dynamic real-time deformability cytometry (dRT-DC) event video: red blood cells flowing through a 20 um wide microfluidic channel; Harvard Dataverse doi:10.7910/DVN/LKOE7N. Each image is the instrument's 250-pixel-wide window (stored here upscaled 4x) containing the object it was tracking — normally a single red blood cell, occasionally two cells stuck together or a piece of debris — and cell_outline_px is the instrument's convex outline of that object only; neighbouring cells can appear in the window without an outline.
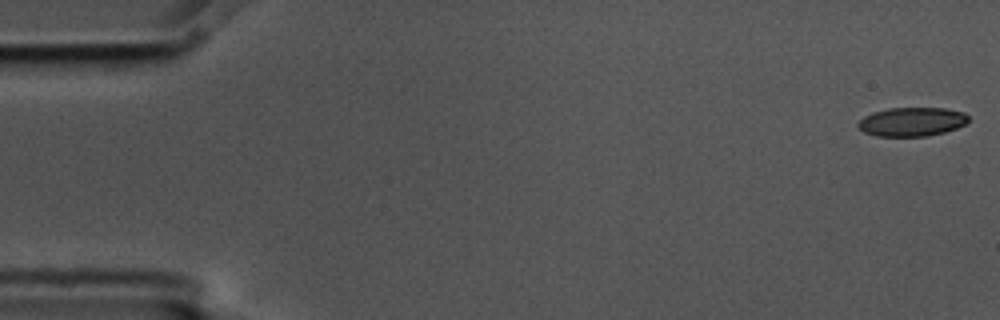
{"species": "common noctule bat (a hibernating species)", "species_latin": "Nyctalus noctula", "temperature_condition": "cold", "stored_images_in_passage": 6, "camera_frame_rate_fps": 3000, "um_per_image_px": 0.085, "animal": {"sex": "male", "body_mass_g": 17.5, "forearm_length_mm": 52.3}, "frame": {"image": 1, "passage_image": 1, "time_ms": 0.0, "image_size_px": [1000, 320], "cell_outline_px": [[968, 120], [964, 124], [956, 128], [944, 132], [928, 136], [876, 136], [864, 132], [856, 124], [864, 116], [872, 112], [888, 108], [944, 108], [964, 112], [968, 116]], "centroid_in_image_um": [77.49, 10.34], "position_along_channel_um": 7.5, "area_um2": 18.55}}
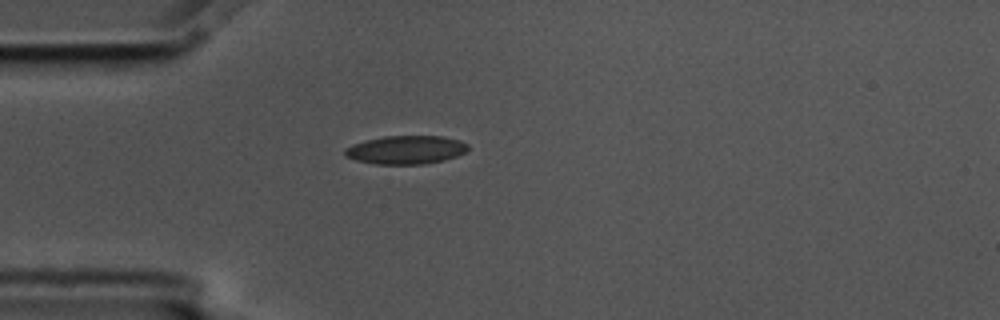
{"frame": {"image": 2, "passage_image": 5, "time_ms": 1.333, "image_size_px": [1000, 320], "cell_outline_px": [[468, 152], [444, 160], [424, 164], [376, 164], [356, 160], [344, 156], [344, 148], [352, 144], [364, 140], [384, 136], [440, 136], [460, 140], [468, 144]], "centroid_in_image_um": [34.49, 12.73], "position_along_channel_um": 50.5, "area_um2": 20.58}}